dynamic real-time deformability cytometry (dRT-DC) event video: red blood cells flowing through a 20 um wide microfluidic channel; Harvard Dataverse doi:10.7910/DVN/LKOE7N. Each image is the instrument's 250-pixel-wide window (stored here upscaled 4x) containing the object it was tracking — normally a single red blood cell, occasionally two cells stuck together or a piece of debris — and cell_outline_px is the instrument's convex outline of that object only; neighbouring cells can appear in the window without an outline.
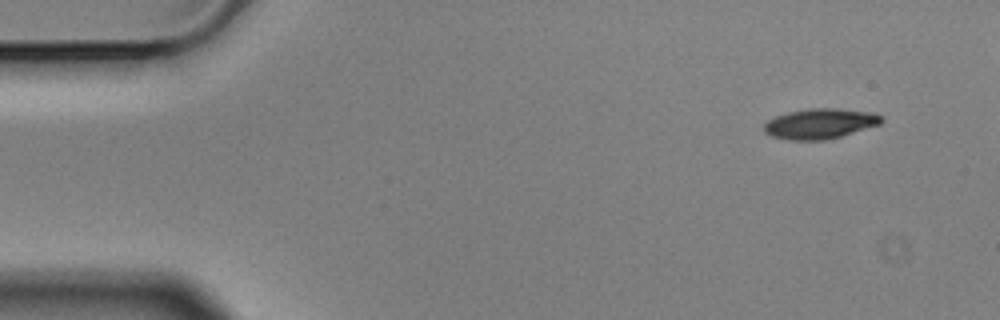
{"species": "Egyptian fruit bat (a non-hibernating species)", "species_latin": "Rousettus aegyptiacus", "temperature_condition": "cold", "stored_images_in_passage": 5, "camera_frame_rate_fps": 3000, "um_per_image_px": 0.085, "animal": {"sex": "male"}, "frame": {"image": 1, "passage_image": 1, "time_ms": 0.0, "image_size_px": [1000, 320], "cell_outline_px": [[884, 120], [880, 124], [840, 136], [824, 140], [788, 140], [772, 136], [764, 132], [764, 124], [768, 120], [776, 116], [788, 112], [812, 108], [836, 108], [876, 112], [884, 116]], "centroid_in_image_um": [69.74, 10.5], "position_along_channel_um": 15.3, "area_um2": 20.75}}